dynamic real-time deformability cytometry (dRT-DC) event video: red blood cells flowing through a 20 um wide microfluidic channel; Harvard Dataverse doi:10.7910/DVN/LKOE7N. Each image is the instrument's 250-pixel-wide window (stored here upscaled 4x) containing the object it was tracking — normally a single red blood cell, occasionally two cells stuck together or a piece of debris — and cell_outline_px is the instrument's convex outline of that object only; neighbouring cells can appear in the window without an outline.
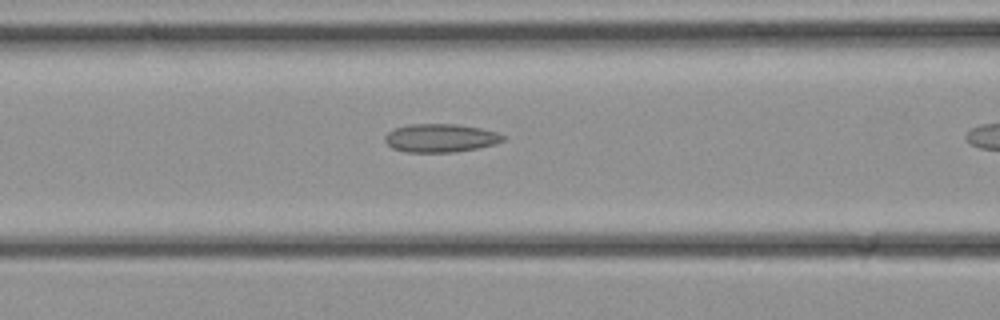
{"species": "common noctule bat (a hibernating species)", "species_latin": "Nyctalus noctula", "temperature_condition": "cold", "stored_images_in_passage": 5, "camera_frame_rate_fps": 3000, "um_per_image_px": 0.085, "animal": {"sex": "female", "body_mass_g": 21.9}, "frame": {"image": 1, "passage_image": 4, "time_ms": 1.0, "image_size_px": [1000, 320], "cell_outline_px": [[504, 140], [496, 144], [456, 152], [404, 152], [392, 148], [384, 140], [384, 136], [388, 132], [396, 128], [412, 124], [460, 124], [480, 128], [496, 132], [504, 136]], "centroid_in_image_um": [37.43, 11.73], "position_along_channel_um": 129.2, "area_um2": 19.48}}